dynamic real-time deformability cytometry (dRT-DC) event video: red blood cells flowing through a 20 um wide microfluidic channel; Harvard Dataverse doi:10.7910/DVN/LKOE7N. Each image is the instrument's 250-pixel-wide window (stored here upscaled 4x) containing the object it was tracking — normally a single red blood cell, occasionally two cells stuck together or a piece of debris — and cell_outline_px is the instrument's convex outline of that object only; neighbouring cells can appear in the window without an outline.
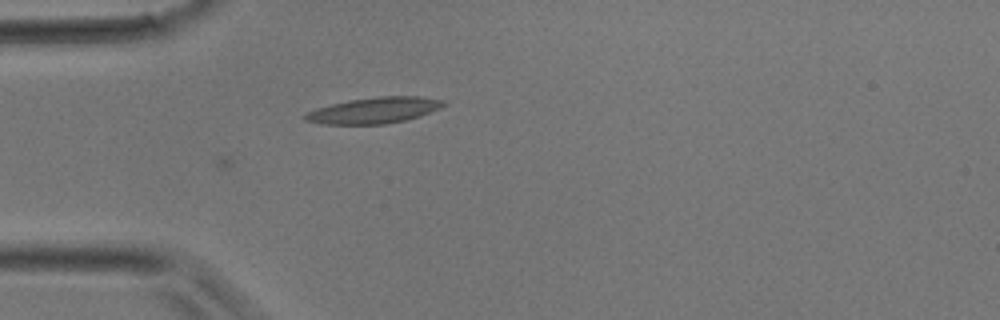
{"species": "common noctule bat (a hibernating species)", "species_latin": "Nyctalus noctula", "temperature_condition": "room temperature", "stored_images_in_passage": 6, "camera_frame_rate_fps": 3000, "um_per_image_px": 0.085, "animal": {"sex": "male", "body_mass_g": 17.9}, "frame": {"image": 1, "passage_image": 6, "time_ms": 1.667, "image_size_px": [1000, 320], "cell_outline_px": [[448, 104], [440, 108], [420, 116], [404, 120], [384, 124], [324, 124], [304, 120], [300, 116], [316, 108], [348, 100], [380, 96], [420, 96], [444, 100]], "centroid_in_image_um": [31.81, 9.37], "position_along_channel_um": 53.2, "area_um2": 21.04}}